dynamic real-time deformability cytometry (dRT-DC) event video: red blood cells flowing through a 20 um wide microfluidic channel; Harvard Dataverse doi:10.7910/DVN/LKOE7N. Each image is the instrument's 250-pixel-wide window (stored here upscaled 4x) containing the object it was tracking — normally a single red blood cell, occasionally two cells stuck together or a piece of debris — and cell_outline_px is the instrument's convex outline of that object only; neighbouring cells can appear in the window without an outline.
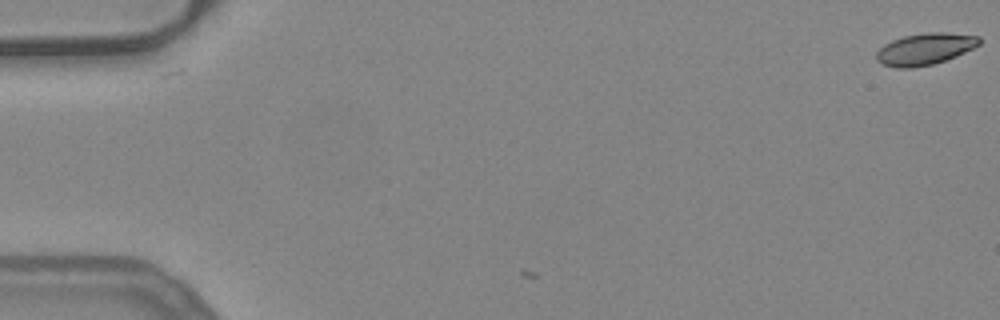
{"species": "common noctule bat (a hibernating species)", "species_latin": "Nyctalus noctula", "temperature_condition": "warm", "stored_images_in_passage": 3, "camera_frame_rate_fps": 3000, "um_per_image_px": 0.085, "animal": {"sex": "female", "body_mass_g": 24.6, "forearm_length_mm": 56.2}, "frame": {"image": 1, "passage_image": 3, "time_ms": 0.667, "image_size_px": [1000, 320], "cell_outline_px": [[980, 44], [956, 56], [932, 64], [912, 68], [896, 68], [880, 64], [876, 60], [876, 52], [884, 44], [892, 40], [904, 36], [928, 32], [944, 32], [980, 36]], "centroid_in_image_um": [78.58, 4.17], "position_along_channel_um": 6.4, "area_um2": 18.96}}